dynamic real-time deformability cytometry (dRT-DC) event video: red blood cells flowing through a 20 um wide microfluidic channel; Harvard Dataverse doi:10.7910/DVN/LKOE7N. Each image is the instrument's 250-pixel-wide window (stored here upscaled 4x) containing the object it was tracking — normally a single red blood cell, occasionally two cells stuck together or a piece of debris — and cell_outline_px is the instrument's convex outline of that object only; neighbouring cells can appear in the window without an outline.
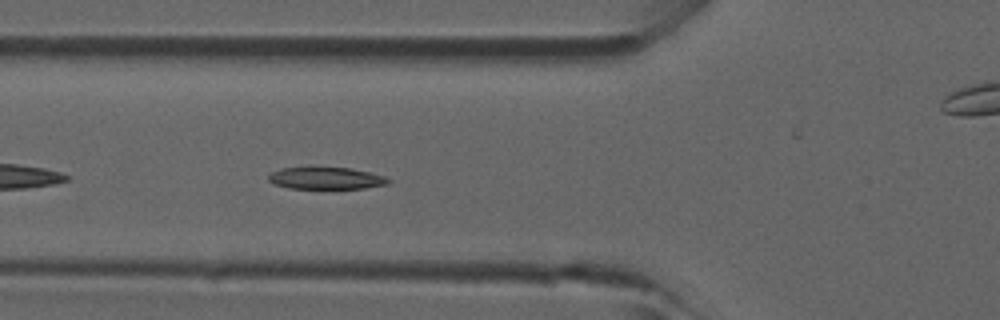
{"species": "common noctule bat (a hibernating species)", "species_latin": "Nyctalus noctula", "temperature_condition": "room temperature", "stored_images_in_passage": 31, "camera_frame_rate_fps": 3000, "um_per_image_px": 0.085, "animal": {"sex": "male", "forearm_length_mm": 52.5}, "frame": {"image": 1, "passage_image": 10, "time_ms": 3.0, "image_size_px": [1000, 320], "cell_outline_px": [[392, 180], [388, 184], [364, 188], [288, 188], [272, 184], [268, 180], [268, 176], [272, 172], [280, 168], [312, 164], [348, 168], [368, 172], [384, 176]], "centroid_in_image_um": [27.63, 15.1], "position_along_channel_um": 98.2, "area_um2": 16.13}}